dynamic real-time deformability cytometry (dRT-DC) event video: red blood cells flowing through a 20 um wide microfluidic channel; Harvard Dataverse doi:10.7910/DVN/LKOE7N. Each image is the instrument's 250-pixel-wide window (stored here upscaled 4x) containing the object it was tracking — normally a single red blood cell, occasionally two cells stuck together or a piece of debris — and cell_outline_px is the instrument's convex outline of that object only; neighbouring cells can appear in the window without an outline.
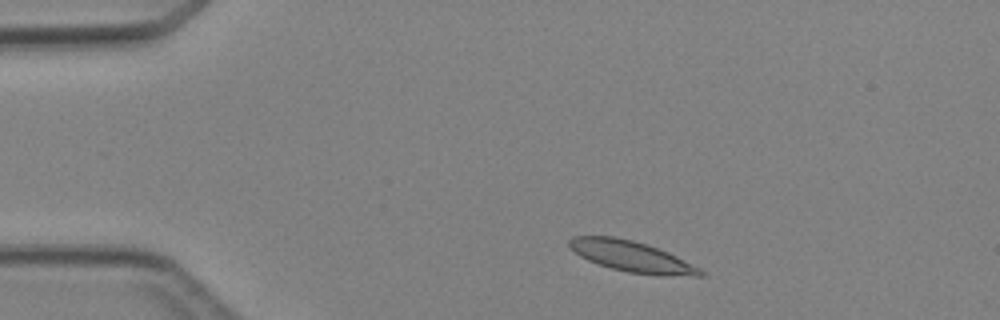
{"species": "Egyptian fruit bat (a non-hibernating species)", "species_latin": "Rousettus aegyptiacus", "temperature_condition": "cold", "stored_images_in_passage": 5, "camera_frame_rate_fps": 3000, "um_per_image_px": 0.085, "animal": {"sex": "female"}, "frame": {"image": 1, "passage_image": 5, "time_ms": 5.667, "image_size_px": [1000, 320], "cell_outline_px": [[704, 276], [692, 276], [628, 272], [612, 268], [588, 260], [580, 256], [568, 244], [568, 240], [572, 236], [616, 236], [648, 244], [668, 252], [700, 268], [704, 272]], "centroid_in_image_um": [53.67, 21.77], "position_along_channel_um": 31.3, "area_um2": 23.06}}